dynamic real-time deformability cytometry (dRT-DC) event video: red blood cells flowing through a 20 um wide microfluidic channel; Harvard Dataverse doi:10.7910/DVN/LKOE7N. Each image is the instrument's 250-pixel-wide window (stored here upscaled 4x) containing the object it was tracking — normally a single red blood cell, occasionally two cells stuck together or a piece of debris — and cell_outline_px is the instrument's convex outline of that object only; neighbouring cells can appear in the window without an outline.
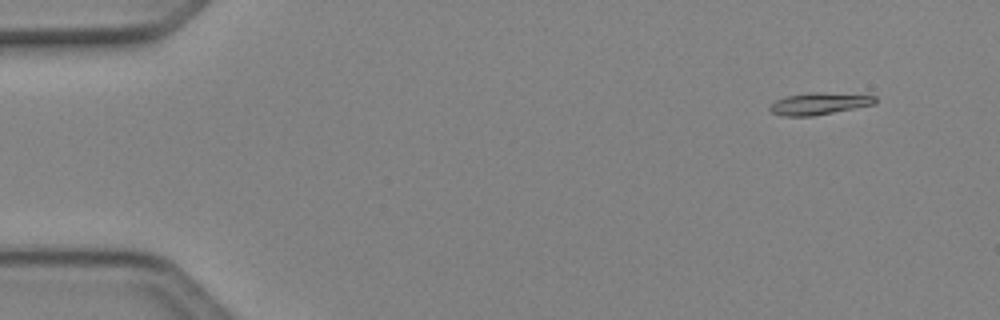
{"species": "Egyptian fruit bat (a non-hibernating species)", "species_latin": "Rousettus aegyptiacus", "temperature_condition": "cold", "stored_images_in_passage": 50, "camera_frame_rate_fps": 3000, "um_per_image_px": 0.085, "animal": {"sex": "female"}, "frame": {"image": 1, "passage_image": 5, "time_ms": 1.333, "image_size_px": [1000, 320], "cell_outline_px": [[876, 104], [812, 116], [784, 116], [772, 112], [768, 108], [776, 100], [788, 96], [812, 92], [820, 92], [876, 96]], "centroid_in_image_um": [69.63, 8.81], "position_along_channel_um": 15.4, "area_um2": 13.24}}
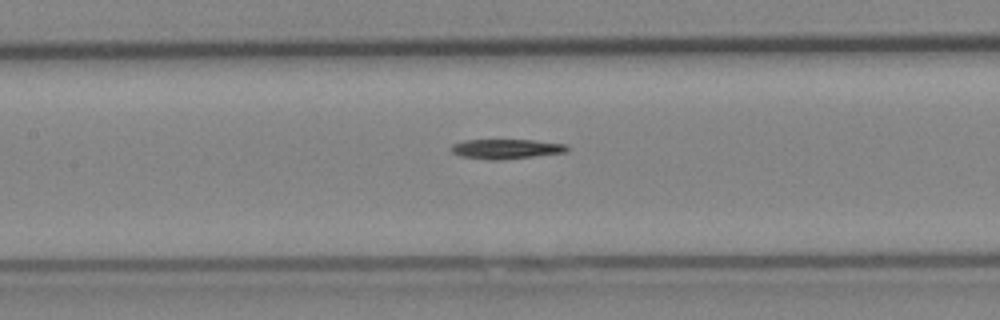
{"frame": {"image": 2, "passage_image": 24, "time_ms": 7.667, "image_size_px": [1000, 320], "cell_outline_px": [[568, 148], [564, 152], [500, 160], [492, 160], [460, 156], [452, 152], [448, 148], [452, 144], [464, 140], [532, 140], [564, 144]], "centroid_in_image_um": [42.92, 12.65], "position_along_channel_um": 164.5, "area_um2": 13.12}}
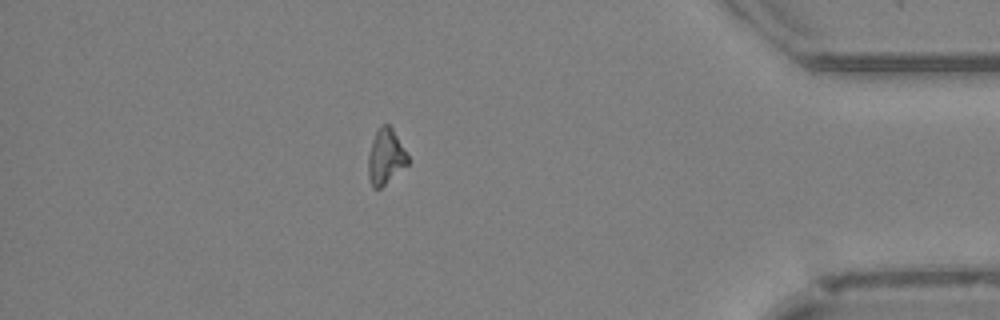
{"frame": {"image": 3, "passage_image": 44, "time_ms": 14.333, "image_size_px": [1000, 320], "cell_outline_px": [[408, 164], [380, 188], [372, 188], [368, 176], [368, 156], [372, 140], [380, 124], [388, 124], [392, 128], [408, 156]], "centroid_in_image_um": [32.76, 13.32], "position_along_channel_um": 402.4, "area_um2": 12.6}}